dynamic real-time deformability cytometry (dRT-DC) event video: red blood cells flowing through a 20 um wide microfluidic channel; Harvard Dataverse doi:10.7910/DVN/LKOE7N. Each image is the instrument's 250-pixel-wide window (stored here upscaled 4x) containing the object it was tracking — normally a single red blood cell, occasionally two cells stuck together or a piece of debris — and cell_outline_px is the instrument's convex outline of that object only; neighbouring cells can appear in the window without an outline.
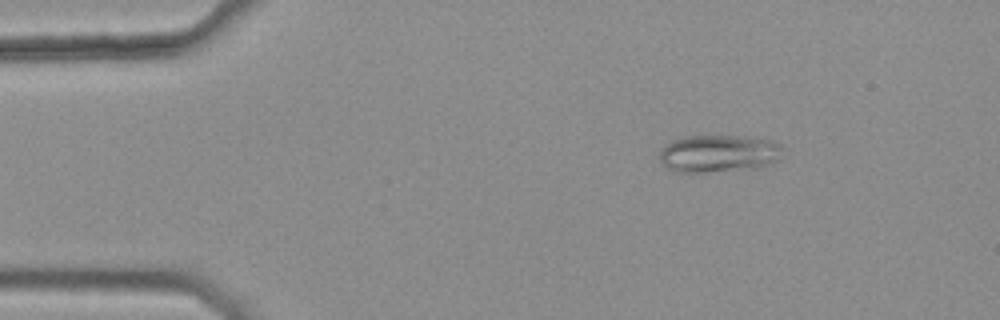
{"species": "common noctule bat (a hibernating species)", "species_latin": "Nyctalus noctula", "temperature_condition": "warm", "stored_images_in_passage": 47, "camera_frame_rate_fps": 3000, "um_per_image_px": 0.085, "animal": {"sex": "female", "body_mass_g": 25.1}, "frame": {"image": 1, "passage_image": 8, "time_ms": 2.333, "image_size_px": [1000, 320], "cell_outline_px": [[784, 148], [780, 160], [772, 164], [756, 168], [704, 172], [676, 172], [668, 168], [660, 160], [660, 152], [672, 140], [684, 136], [736, 136], [768, 140], [780, 144]], "centroid_in_image_um": [61.13, 13.06], "position_along_channel_um": 23.9, "area_um2": 26.82}}
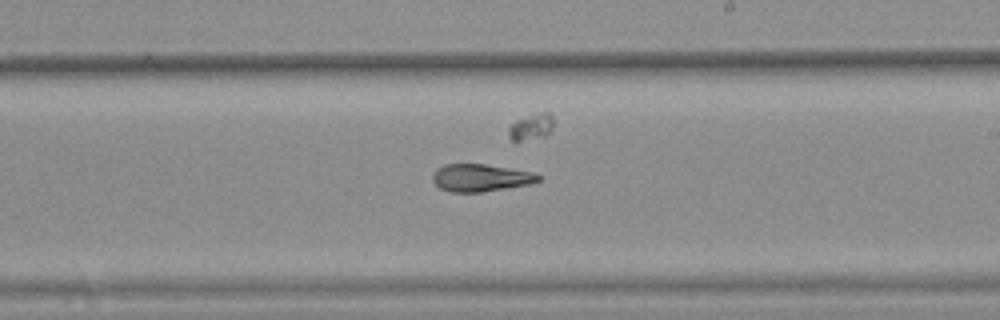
{"frame": {"image": 2, "passage_image": 31, "time_ms": 10.0, "image_size_px": [1000, 320], "cell_outline_px": [[540, 180], [528, 184], [480, 192], [448, 192], [440, 188], [432, 180], [432, 176], [436, 168], [444, 164], [484, 164], [532, 172], [540, 176]], "centroid_in_image_um": [40.79, 15.11], "position_along_channel_um": 248.2, "area_um2": 16.7}}
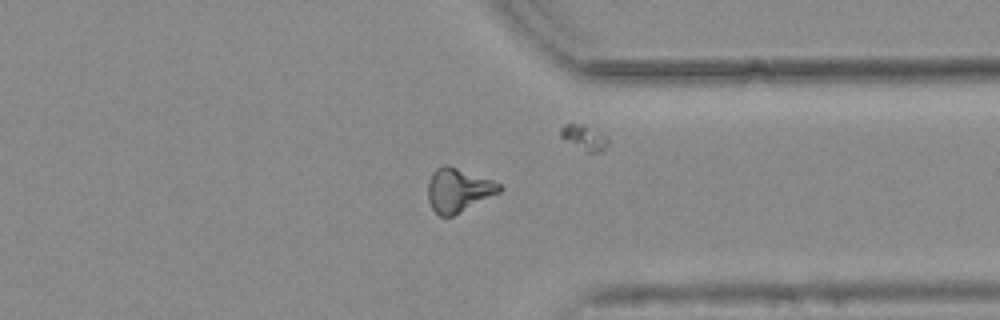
{"frame": {"image": 3, "passage_image": 41, "time_ms": 13.333, "image_size_px": [1000, 320], "cell_outline_px": [[504, 188], [500, 192], [452, 216], [440, 216], [432, 208], [428, 200], [428, 184], [432, 172], [436, 168], [444, 164], [448, 164], [492, 180], [500, 184]], "centroid_in_image_um": [38.95, 16.14], "position_along_channel_um": 372.5, "area_um2": 18.15}, "authors_computed_cell_mechanics": {"area_um2": 17.918, "velocity_mm_per_s": 3.8083, "shape_relaxation_time_tau1_ms": null, "shape_relaxation_time_tau2_ms": 4.6508, "deformation_change_tau1": null, "deformation_change_tau2": 0.1161}}